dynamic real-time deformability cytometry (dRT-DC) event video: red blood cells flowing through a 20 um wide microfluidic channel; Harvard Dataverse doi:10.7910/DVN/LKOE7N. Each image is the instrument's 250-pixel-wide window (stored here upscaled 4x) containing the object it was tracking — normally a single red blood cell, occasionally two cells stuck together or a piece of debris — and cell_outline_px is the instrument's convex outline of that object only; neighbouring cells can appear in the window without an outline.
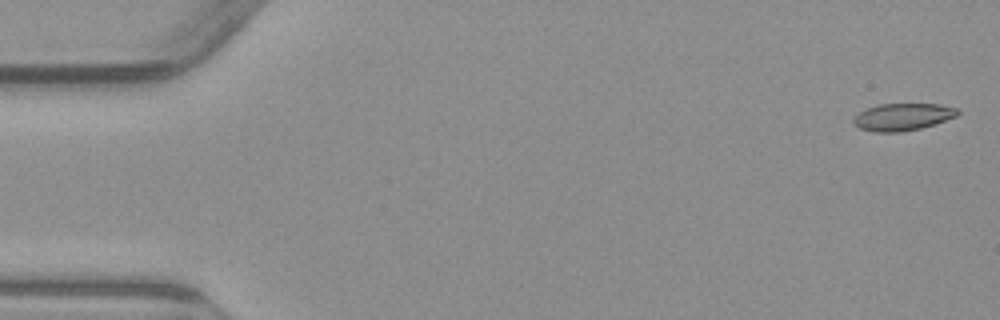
{"species": "common noctule bat (a hibernating species)", "species_latin": "Nyctalus noctula", "temperature_condition": "warm", "stored_images_in_passage": 5, "camera_frame_rate_fps": 3000, "um_per_image_px": 0.085, "animal": {"sex": "male", "body_mass_g": 23.1, "forearm_length_mm": 52.7}, "frame": {"image": 1, "passage_image": 1, "time_ms": 0.0, "image_size_px": [1000, 320], "cell_outline_px": [[960, 112], [956, 116], [920, 128], [900, 132], [876, 132], [860, 128], [852, 120], [860, 112], [868, 108], [880, 104], [940, 104], [956, 108]], "centroid_in_image_um": [76.73, 9.93], "position_along_channel_um": 8.3, "area_um2": 16.13}}
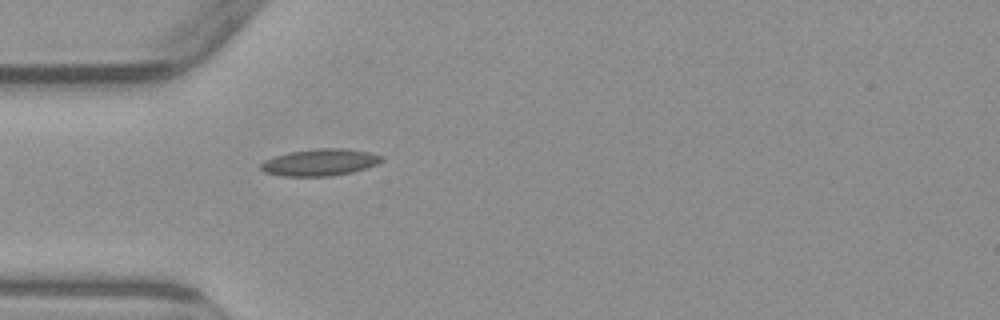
{"frame": {"image": 2, "passage_image": 5, "time_ms": 5.0, "image_size_px": [1000, 320], "cell_outline_px": [[384, 160], [376, 164], [352, 172], [332, 176], [280, 176], [264, 172], [260, 168], [260, 164], [264, 160], [288, 152], [316, 148], [344, 148], [368, 152], [380, 156]], "centroid_in_image_um": [27.15, 13.8], "position_along_channel_um": 57.9, "area_um2": 18.84}}